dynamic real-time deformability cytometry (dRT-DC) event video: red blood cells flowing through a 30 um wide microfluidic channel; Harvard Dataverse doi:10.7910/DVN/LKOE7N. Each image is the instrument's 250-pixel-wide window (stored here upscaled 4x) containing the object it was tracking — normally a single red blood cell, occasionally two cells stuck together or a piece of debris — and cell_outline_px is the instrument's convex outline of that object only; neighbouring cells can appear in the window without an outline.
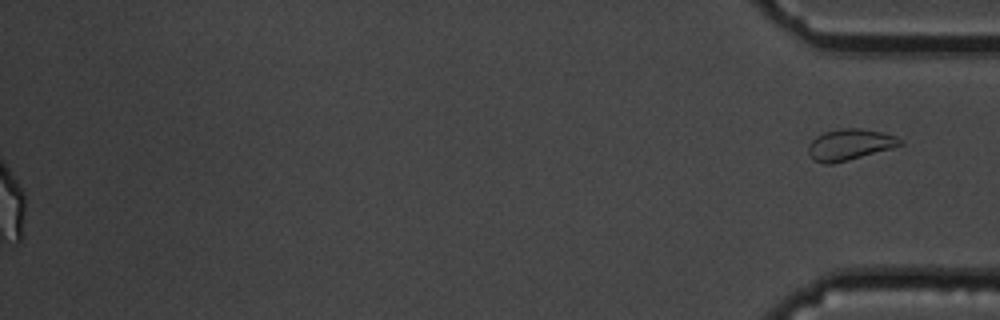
{"species": "common noctule bat (a hibernating species)", "species_latin": "Nyctalus noctula", "temperature_condition": "cold", "stored_images_in_passage": 58, "segment_of_instrument_passage": [2, 2], "camera_frame_rate_fps": 3000, "um_per_image_px": 0.085, "animal": {"sex": "male", "body_mass_g": 19.5, "forearm_length_mm": 54.6}, "frame": {"image": 1, "passage_image": 58, "time_ms": 19.0, "image_size_px": [1000, 320], "cell_outline_px": [[904, 144], [892, 148], [848, 160], [832, 164], [824, 164], [812, 160], [808, 152], [808, 144], [816, 136], [824, 132], [844, 128], [860, 128], [880, 132], [896, 136]], "centroid_in_image_um": [72.19, 12.3], "position_along_channel_um": 363.0, "area_um2": 16.59}}